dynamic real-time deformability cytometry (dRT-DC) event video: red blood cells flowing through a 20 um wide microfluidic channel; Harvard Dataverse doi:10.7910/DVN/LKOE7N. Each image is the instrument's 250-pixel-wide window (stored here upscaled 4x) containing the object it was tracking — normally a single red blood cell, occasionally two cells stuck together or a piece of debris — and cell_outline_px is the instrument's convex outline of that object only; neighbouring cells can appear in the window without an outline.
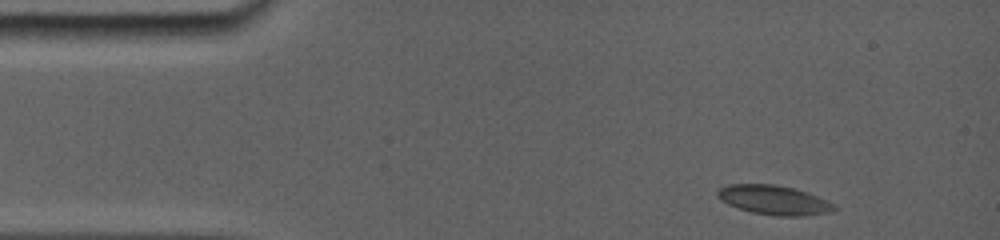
{"species": "common noctule bat (a hibernating species)", "species_latin": "Nyctalus noctula", "temperature_condition": "room temperature", "stored_images_in_passage": 27, "camera_frame_rate_fps": 5000, "um_per_image_px": 0.085, "animal": {"sex": "female", "body_mass_g": 19.0, "forearm_length_mm": 56.7}, "frame": {"image": 1, "passage_image": 1, "time_ms": 0.0, "image_size_px": [1000, 240], "cell_outline_px": [[836, 212], [804, 216], [776, 216], [752, 212], [728, 204], [720, 200], [716, 196], [716, 192], [720, 188], [728, 184], [772, 184], [792, 188], [808, 192], [820, 196], [836, 204]], "centroid_in_image_um": [65.85, 17.01], "position_along_channel_um": 19.2, "area_um2": 20.23}}
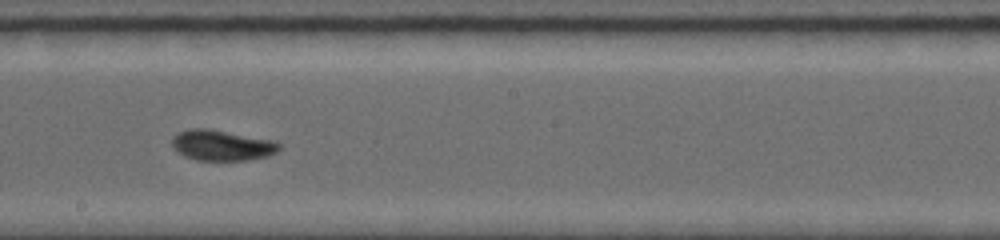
{"frame": {"image": 2, "passage_image": 15, "time_ms": 7.4, "image_size_px": [1000, 240], "cell_outline_px": [[280, 148], [276, 152], [268, 156], [248, 160], [196, 160], [184, 156], [176, 152], [172, 144], [172, 140], [180, 132], [192, 128], [208, 128], [272, 140], [280, 144]], "centroid_in_image_um": [18.86, 12.36], "position_along_channel_um": 229.3, "area_um2": 18.96}}
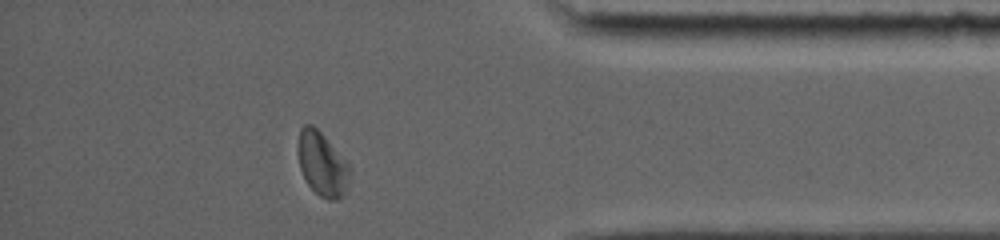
{"frame": {"image": 3, "passage_image": 26, "time_ms": 12.4, "image_size_px": [1000, 240], "cell_outline_px": [[352, 172], [348, 188], [344, 196], [336, 200], [328, 200], [320, 196], [308, 184], [300, 168], [296, 148], [300, 128], [304, 124], [312, 124], [324, 136], [352, 168]], "centroid_in_image_um": [27.4, 13.96], "position_along_channel_um": 407.8, "area_um2": 19.59}, "authors_computed_cell_mechanics": {"area_um2": 18.7272, "velocity_mm_per_s": 3.8455, "shape_relaxation_time_tau1_ms": 4.3086, "shape_relaxation_time_tau2_ms": 1.255, "deformation_change_tau1": 0.1412, "deformation_change_tau2": 0.042}}